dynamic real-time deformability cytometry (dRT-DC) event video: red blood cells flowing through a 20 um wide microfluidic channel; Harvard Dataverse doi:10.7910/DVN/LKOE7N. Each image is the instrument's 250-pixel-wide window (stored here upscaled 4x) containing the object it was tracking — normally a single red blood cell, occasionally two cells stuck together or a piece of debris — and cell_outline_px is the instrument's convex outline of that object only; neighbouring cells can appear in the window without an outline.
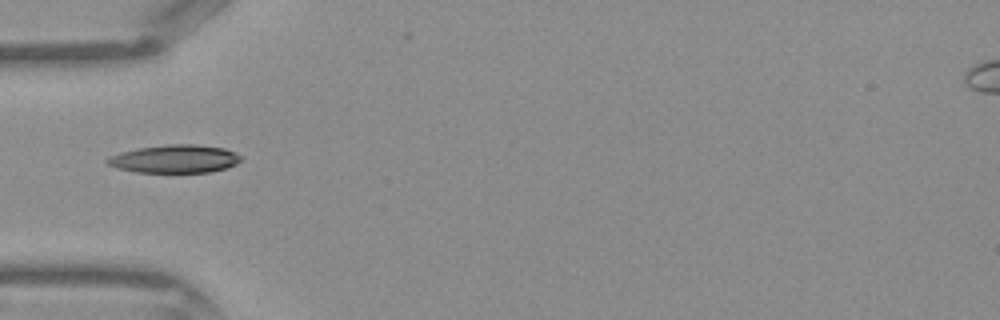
{"species": "Egyptian fruit bat (a non-hibernating species)", "species_latin": "Rousettus aegyptiacus", "temperature_condition": "warm", "stored_images_in_passage": 24, "camera_frame_rate_fps": 3000, "um_per_image_px": 0.085, "frame": {"image": 1, "passage_image": 1, "time_ms": 0.0, "image_size_px": [1000, 320], "cell_outline_px": [[240, 160], [236, 164], [224, 168], [208, 172], [136, 172], [116, 168], [108, 164], [104, 160], [112, 156], [136, 148], [168, 144], [196, 144], [224, 148], [240, 156]], "centroid_in_image_um": [14.83, 13.5], "position_along_channel_um": 70.2, "area_um2": 21.56}}
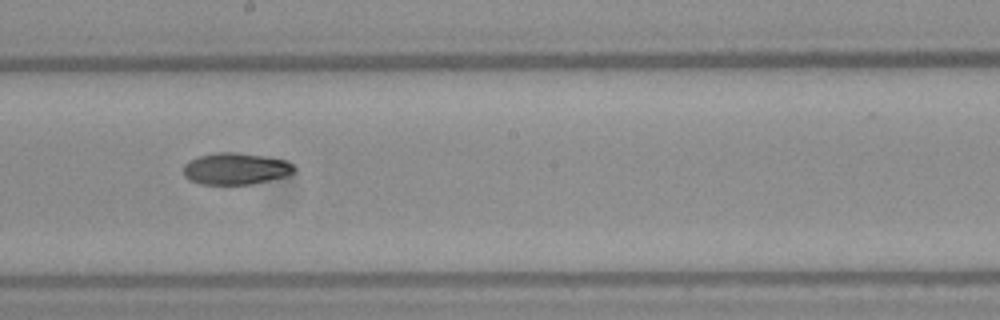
{"frame": {"image": 2, "passage_image": 11, "time_ms": 3.333, "image_size_px": [1000, 320], "cell_outline_px": [[296, 172], [284, 176], [252, 184], [200, 184], [188, 180], [184, 176], [184, 164], [188, 160], [200, 156], [216, 152], [236, 152], [264, 156], [284, 160], [292, 164], [296, 168]], "centroid_in_image_um": [20.01, 14.34], "position_along_channel_um": 228.2, "area_um2": 20.46}}
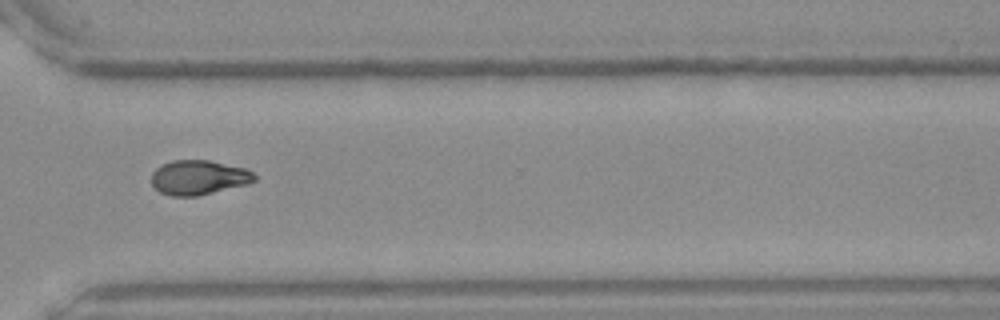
{"frame": {"image": 3, "passage_image": 19, "time_ms": 6.0, "image_size_px": [1000, 320], "cell_outline_px": [[256, 180], [248, 184], [196, 196], [172, 196], [160, 192], [152, 184], [152, 172], [156, 168], [172, 160], [208, 160], [244, 168], [252, 172], [256, 176]], "centroid_in_image_um": [16.88, 15.08], "position_along_channel_um": 353.7, "area_um2": 20.58}}